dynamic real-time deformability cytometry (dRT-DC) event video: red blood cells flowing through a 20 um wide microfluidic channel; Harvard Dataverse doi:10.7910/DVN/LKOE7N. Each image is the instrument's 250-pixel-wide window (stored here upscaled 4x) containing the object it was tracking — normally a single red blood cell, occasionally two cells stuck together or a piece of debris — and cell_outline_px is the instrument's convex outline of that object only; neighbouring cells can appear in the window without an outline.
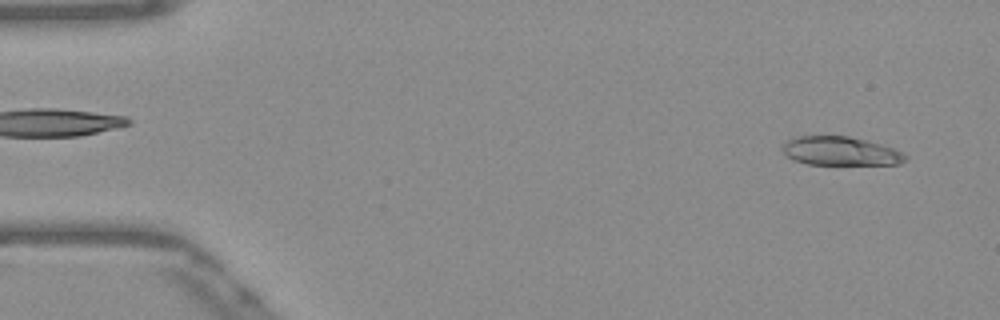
{"species": "Egyptian fruit bat (a non-hibernating species)", "species_latin": "Rousettus aegyptiacus", "temperature_condition": "warm", "stored_images_in_passage": 52, "camera_frame_rate_fps": 3000, "um_per_image_px": 0.085, "frame": {"image": 1, "passage_image": 3, "time_ms": 0.667, "image_size_px": [1000, 320], "cell_outline_px": [[908, 156], [900, 164], [808, 164], [792, 160], [780, 148], [784, 140], [796, 136], [848, 136], [868, 140], [892, 148]], "centroid_in_image_um": [71.37, 12.83], "position_along_channel_um": 13.6, "area_um2": 20.63}}
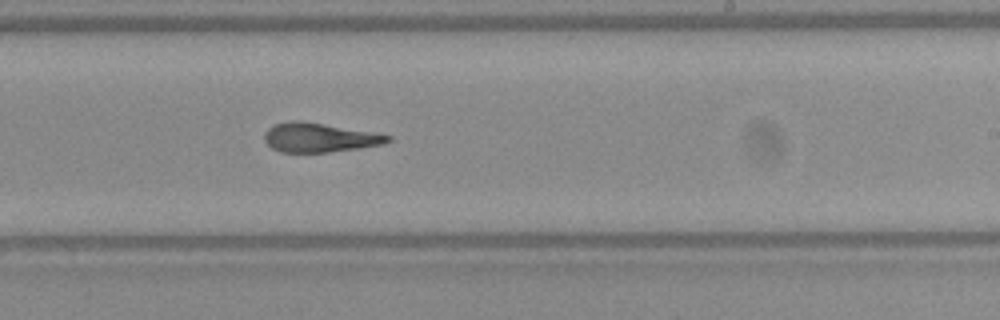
{"frame": {"image": 2, "passage_image": 31, "time_ms": 10.0, "image_size_px": [1000, 320], "cell_outline_px": [[392, 140], [384, 144], [360, 148], [328, 152], [280, 152], [272, 148], [264, 140], [264, 132], [272, 124], [292, 120], [300, 120], [380, 132], [392, 136]], "centroid_in_image_um": [27.19, 11.67], "position_along_channel_um": 261.8, "area_um2": 21.5}}
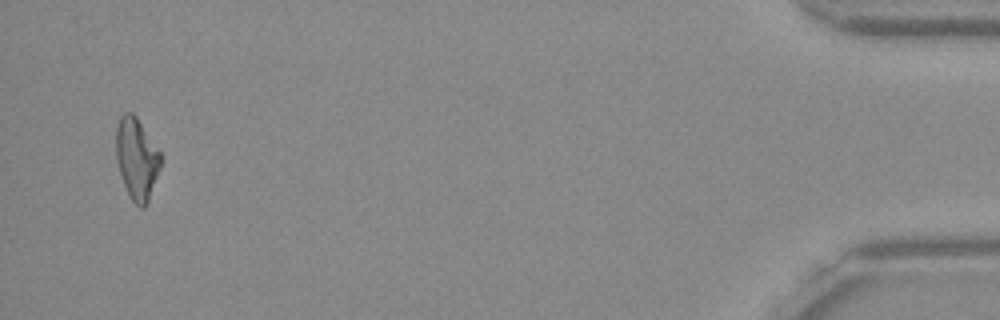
{"frame": {"image": 3, "passage_image": 50, "time_ms": 16.333, "image_size_px": [1000, 320], "cell_outline_px": [[160, 168], [148, 200], [144, 208], [140, 208], [132, 200], [124, 184], [116, 160], [116, 128], [120, 116], [124, 112], [132, 112], [136, 116], [160, 152]], "centroid_in_image_um": [11.6, 13.46], "position_along_channel_um": 423.6, "area_um2": 20.87}, "authors_computed_cell_mechanics": {"area_um2": 21.5305, "velocity_mm_per_s": 3.8799, "shape_relaxation_time_tau1_ms": null, "shape_relaxation_time_tau2_ms": 3.598, "deformation_change_tau1": null, "deformation_change_tau2": 0.1268}}